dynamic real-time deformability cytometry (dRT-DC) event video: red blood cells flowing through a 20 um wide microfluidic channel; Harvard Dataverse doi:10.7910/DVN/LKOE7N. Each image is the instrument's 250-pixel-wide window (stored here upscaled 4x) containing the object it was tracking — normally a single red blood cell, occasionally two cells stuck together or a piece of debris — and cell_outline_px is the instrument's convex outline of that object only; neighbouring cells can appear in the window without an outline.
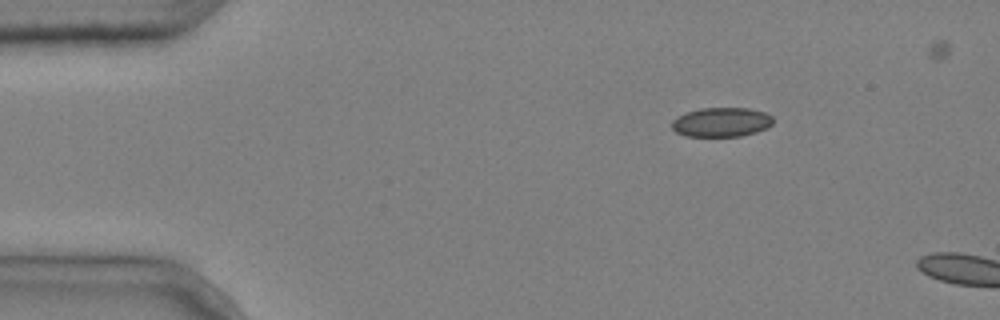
{"species": "common noctule bat (a hibernating species)", "species_latin": "Nyctalus noctula", "temperature_condition": "cold", "stored_images_in_passage": 6, "segment_of_instrument_passage": [2, 2], "camera_frame_rate_fps": 3000, "um_per_image_px": 0.085, "animal": {"sex": "male", "body_mass_g": 20.4}, "frame": {"image": 1, "passage_image": 6, "time_ms": 1.667, "image_size_px": [1000, 320], "cell_outline_px": [[772, 124], [768, 128], [756, 132], [740, 136], [684, 136], [676, 132], [672, 128], [672, 120], [688, 112], [700, 108], [748, 108], [764, 112], [772, 116]], "centroid_in_image_um": [61.33, 10.39], "position_along_channel_um": 23.7, "area_um2": 17.22}}